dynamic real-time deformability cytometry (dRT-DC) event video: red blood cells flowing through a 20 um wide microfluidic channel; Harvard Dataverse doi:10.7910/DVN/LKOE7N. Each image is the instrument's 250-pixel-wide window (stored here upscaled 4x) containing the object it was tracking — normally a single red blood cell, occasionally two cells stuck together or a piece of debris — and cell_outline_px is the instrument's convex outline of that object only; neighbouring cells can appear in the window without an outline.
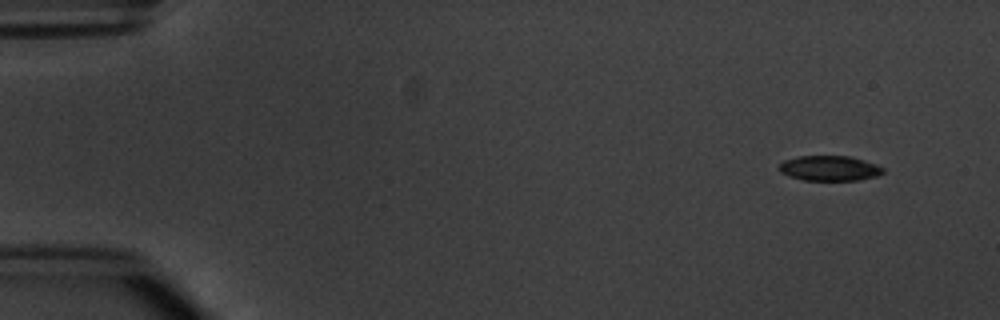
{"species": "common noctule bat (a hibernating species)", "species_latin": "Nyctalus noctula", "temperature_condition": "warm", "stored_images_in_passage": 6, "camera_frame_rate_fps": 3000, "um_per_image_px": 0.085, "animal": {"sex": "male", "body_mass_g": 20.1, "forearm_length_mm": 53.5}, "frame": {"image": 1, "passage_image": 2, "time_ms": 1.333, "image_size_px": [1000, 320], "cell_outline_px": [[884, 172], [876, 176], [860, 180], [804, 180], [788, 176], [780, 172], [780, 164], [784, 160], [796, 156], [848, 156], [864, 160], [876, 164], [884, 168]], "centroid_in_image_um": [70.51, 14.3], "position_along_channel_um": 14.5, "area_um2": 15.2}}